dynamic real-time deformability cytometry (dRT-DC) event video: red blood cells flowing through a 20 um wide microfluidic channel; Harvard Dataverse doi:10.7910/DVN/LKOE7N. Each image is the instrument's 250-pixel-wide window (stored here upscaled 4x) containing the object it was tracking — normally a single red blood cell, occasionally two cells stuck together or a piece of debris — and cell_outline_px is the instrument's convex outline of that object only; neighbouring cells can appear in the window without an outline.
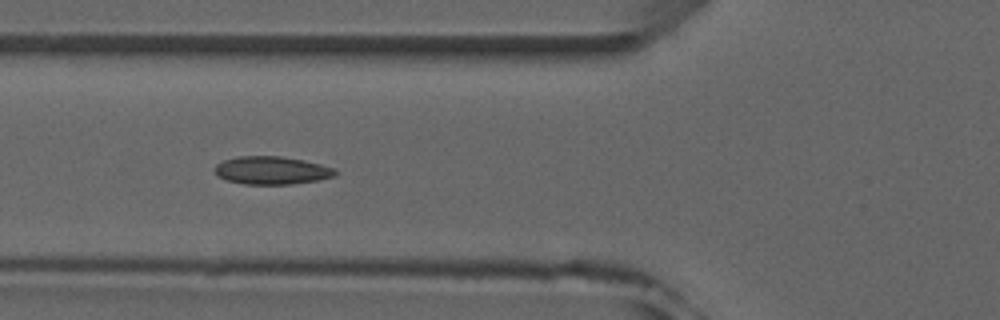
{"species": "common noctule bat (a hibernating species)", "species_latin": "Nyctalus noctula", "temperature_condition": "room temperature", "stored_images_in_passage": 9, "camera_frame_rate_fps": 3000, "um_per_image_px": 0.085, "animal": {"sex": "male", "forearm_length_mm": 52.5}, "frame": {"image": 1, "passage_image": 6, "time_ms": 6.0, "image_size_px": [1000, 320], "cell_outline_px": [[336, 176], [316, 180], [292, 184], [244, 184], [228, 180], [220, 176], [212, 168], [216, 164], [224, 160], [236, 156], [280, 156], [304, 160], [336, 168]], "centroid_in_image_um": [23.1, 14.47], "position_along_channel_um": 102.7, "area_um2": 19.59}}
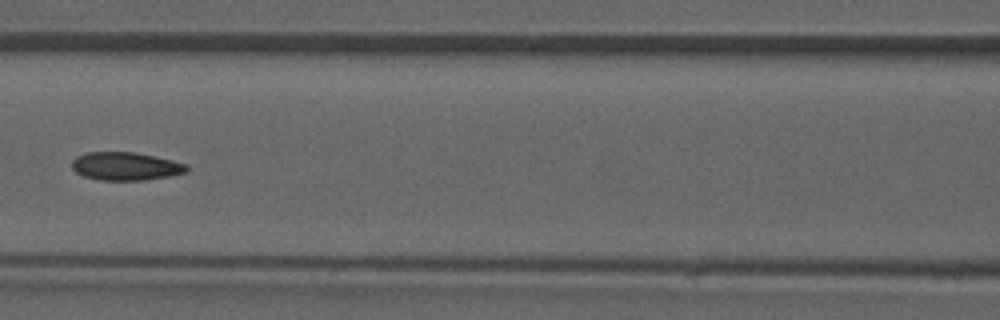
{"frame": {"image": 2, "passage_image": 7, "time_ms": 7.333, "image_size_px": [1000, 320], "cell_outline_px": [[188, 172], [172, 176], [144, 180], [100, 180], [84, 176], [76, 172], [72, 168], [72, 160], [76, 156], [84, 152], [136, 152], [172, 160], [184, 164], [188, 168]], "centroid_in_image_um": [10.67, 14.13], "position_along_channel_um": 155.9, "area_um2": 18.9}}